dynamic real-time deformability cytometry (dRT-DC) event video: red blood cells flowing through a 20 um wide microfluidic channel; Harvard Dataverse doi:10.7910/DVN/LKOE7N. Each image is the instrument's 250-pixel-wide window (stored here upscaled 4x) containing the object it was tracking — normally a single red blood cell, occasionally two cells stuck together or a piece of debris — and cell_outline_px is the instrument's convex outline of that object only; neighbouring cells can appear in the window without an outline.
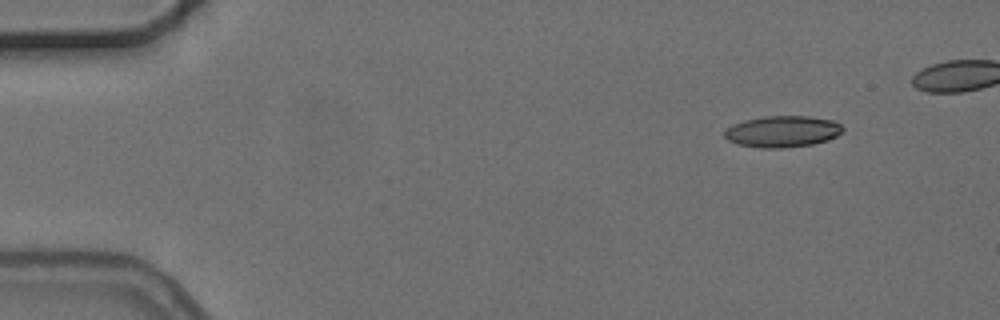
{"species": "common noctule bat (a hibernating species)", "species_latin": "Nyctalus noctula", "temperature_condition": "cold", "stored_images_in_passage": 4, "segment_of_instrument_passage": [2, 2], "camera_frame_rate_fps": 3000, "um_per_image_px": 0.085, "animal": {"sex": "female", "body_mass_g": 24.6, "forearm_length_mm": 56.2}, "frame": {"image": 1, "passage_image": 4, "time_ms": 3.667, "image_size_px": [1000, 320], "cell_outline_px": [[844, 128], [836, 136], [828, 140], [812, 144], [780, 148], [764, 148], [736, 144], [728, 140], [724, 136], [724, 132], [732, 124], [744, 120], [764, 116], [808, 116], [832, 120], [840, 124]], "centroid_in_image_um": [66.49, 11.17], "position_along_channel_um": 18.5, "area_um2": 21.56}}